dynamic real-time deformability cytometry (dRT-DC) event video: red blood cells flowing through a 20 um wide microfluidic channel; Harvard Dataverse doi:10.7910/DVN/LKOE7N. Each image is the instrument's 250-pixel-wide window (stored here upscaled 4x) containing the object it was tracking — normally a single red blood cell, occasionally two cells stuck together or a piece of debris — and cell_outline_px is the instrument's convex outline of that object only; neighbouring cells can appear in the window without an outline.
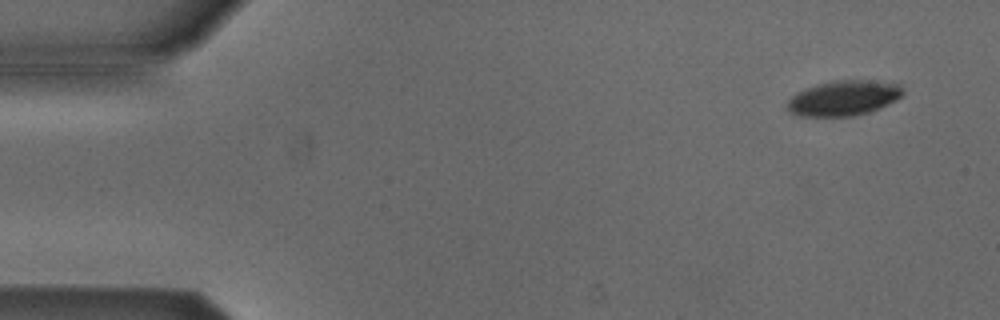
{"species": "Egyptian fruit bat (a non-hibernating species)", "species_latin": "Rousettus aegyptiacus", "temperature_condition": "cold", "stored_images_in_passage": 6, "camera_frame_rate_fps": 3000, "um_per_image_px": 0.085, "animal": {"sex": "male"}, "frame": {"image": 1, "passage_image": 1, "time_ms": 0.0, "image_size_px": [1000, 320], "cell_outline_px": [[904, 92], [896, 100], [888, 104], [868, 112], [852, 116], [800, 116], [792, 112], [788, 108], [788, 100], [796, 92], [804, 88], [836, 80], [868, 80], [900, 84], [904, 88]], "centroid_in_image_um": [71.73, 8.33], "position_along_channel_um": 13.3, "area_um2": 23.47}}
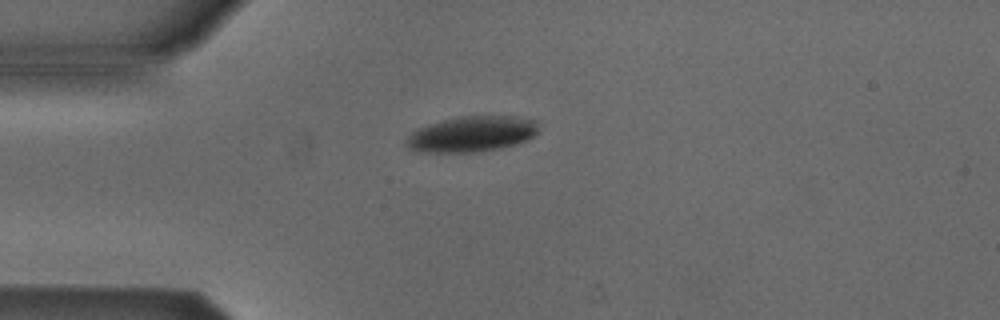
{"frame": {"image": 2, "passage_image": 3, "time_ms": 3.333, "image_size_px": [1000, 320], "cell_outline_px": [[540, 120], [536, 132], [528, 140], [516, 144], [500, 148], [476, 152], [428, 152], [408, 148], [404, 144], [404, 140], [412, 132], [428, 124], [460, 116], [512, 116]], "centroid_in_image_um": [40.12, 11.39], "position_along_channel_um": 44.9, "area_um2": 27.46}}
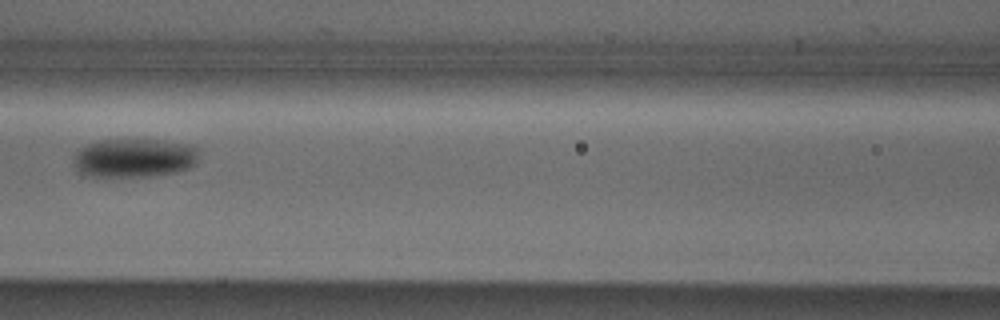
{"frame": {"image": 3, "passage_image": 6, "time_ms": 6.667, "image_size_px": [1000, 320], "cell_outline_px": [[200, 152], [196, 164], [188, 168], [176, 172], [152, 176], [88, 176], [80, 172], [76, 168], [72, 160], [76, 152], [80, 148], [88, 144], [100, 140], [164, 140], [196, 144]], "centroid_in_image_um": [11.48, 13.41], "position_along_channel_um": 155.1, "area_um2": 28.73}}